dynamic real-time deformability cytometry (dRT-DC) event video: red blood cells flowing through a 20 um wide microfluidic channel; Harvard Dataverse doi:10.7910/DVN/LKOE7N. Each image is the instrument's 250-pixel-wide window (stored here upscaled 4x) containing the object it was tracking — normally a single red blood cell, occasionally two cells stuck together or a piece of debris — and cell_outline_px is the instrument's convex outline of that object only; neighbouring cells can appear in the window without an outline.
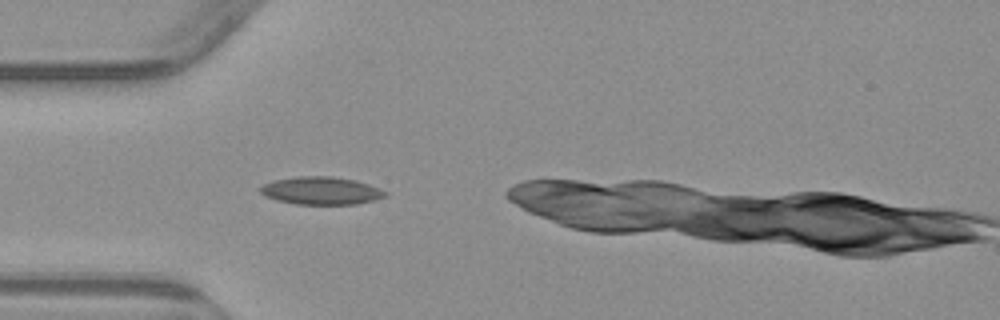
{"species": "common noctule bat (a hibernating species)", "species_latin": "Nyctalus noctula", "temperature_condition": "warm", "stored_images_in_passage": 1, "camera_frame_rate_fps": 3000, "um_per_image_px": 0.085, "animal": {"sex": "male", "body_mass_g": 23.1, "forearm_length_mm": 52.7}, "frame": {"image": 1, "passage_image": 1, "time_ms": 0.0, "image_size_px": [1000, 320], "cell_outline_px": [[388, 196], [376, 200], [356, 204], [296, 204], [276, 200], [264, 196], [260, 192], [260, 188], [264, 184], [272, 180], [300, 176], [332, 176], [356, 180], [368, 184], [388, 192]], "centroid_in_image_um": [27.31, 16.21], "position_along_channel_um": 57.7, "area_um2": 20.35}}